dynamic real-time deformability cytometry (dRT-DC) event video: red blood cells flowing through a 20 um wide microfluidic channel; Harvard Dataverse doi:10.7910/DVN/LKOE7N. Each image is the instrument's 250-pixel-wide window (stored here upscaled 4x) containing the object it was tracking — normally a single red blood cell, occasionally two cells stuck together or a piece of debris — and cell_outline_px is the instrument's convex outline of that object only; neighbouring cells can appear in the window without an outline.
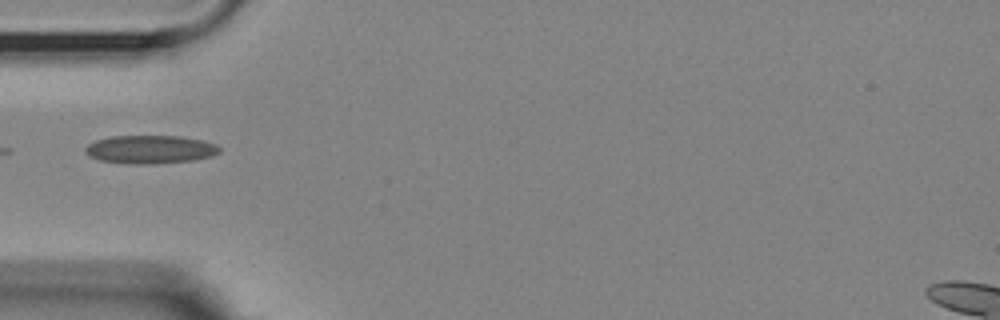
{"species": "Egyptian fruit bat (a non-hibernating species)", "species_latin": "Rousettus aegyptiacus", "temperature_condition": "room temperature", "stored_images_in_passage": 13, "camera_frame_rate_fps": 3000, "um_per_image_px": 0.085, "animal": {"sex": "female"}, "frame": {"image": 1, "passage_image": 1, "time_ms": 0.0, "image_size_px": [1000, 320], "cell_outline_px": [[220, 152], [212, 156], [196, 160], [152, 164], [128, 164], [100, 160], [88, 156], [84, 152], [84, 148], [88, 144], [96, 140], [112, 136], [180, 136], [204, 140], [216, 144], [220, 148]], "centroid_in_image_um": [12.77, 12.7], "position_along_channel_um": 72.2, "area_um2": 22.37}}
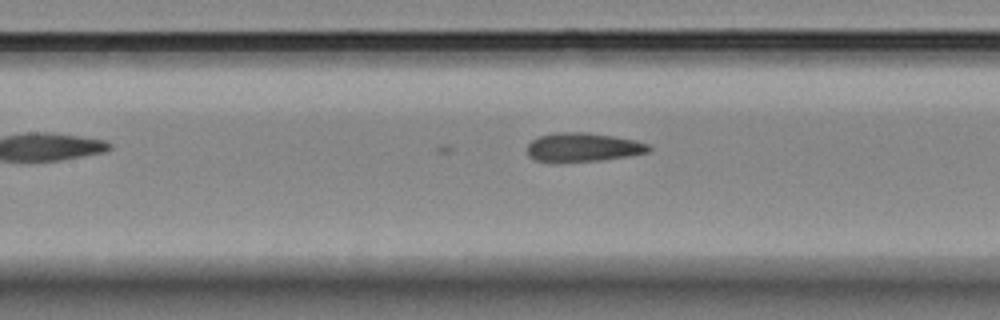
{"frame": {"image": 2, "passage_image": 8, "time_ms": 2.333, "image_size_px": [1000, 320], "cell_outline_px": [[652, 148], [648, 152], [632, 156], [600, 160], [556, 164], [552, 164], [536, 160], [528, 156], [528, 144], [532, 140], [540, 136], [556, 132], [588, 132], [612, 136], [632, 140], [648, 144]], "centroid_in_image_um": [49.51, 12.55], "position_along_channel_um": 157.9, "area_um2": 20.87}}
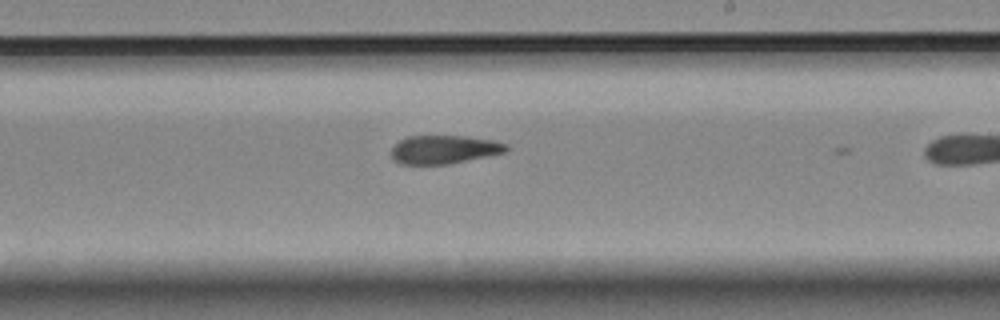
{"frame": {"image": 3, "passage_image": 12, "time_ms": 3.667, "image_size_px": [1000, 320], "cell_outline_px": [[508, 148], [504, 152], [448, 164], [400, 164], [392, 160], [392, 148], [400, 140], [408, 136], [464, 136], [496, 140], [508, 144]], "centroid_in_image_um": [37.73, 12.7], "position_along_channel_um": 251.3, "area_um2": 18.96}}